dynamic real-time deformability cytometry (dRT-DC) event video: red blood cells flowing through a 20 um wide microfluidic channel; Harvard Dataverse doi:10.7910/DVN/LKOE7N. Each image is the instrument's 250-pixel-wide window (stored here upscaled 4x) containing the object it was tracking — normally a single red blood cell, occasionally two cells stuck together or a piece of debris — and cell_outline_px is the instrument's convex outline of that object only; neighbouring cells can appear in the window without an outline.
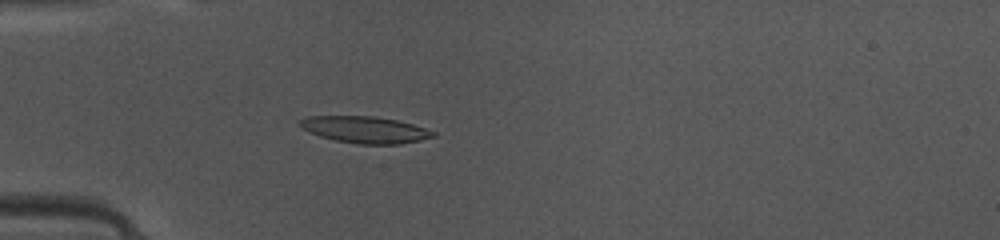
{"species": "common noctule bat (a hibernating species)", "species_latin": "Nyctalus noctula", "temperature_condition": "warm", "stored_images_in_passage": 49, "camera_frame_rate_fps": 3000, "um_per_image_px": 0.085, "animal": {"sex": "female", "body_mass_g": 10.0, "forearm_length_mm": 53.1}, "frame": {"image": 1, "passage_image": 15, "time_ms": 4.667, "image_size_px": [1000, 240], "cell_outline_px": [[436, 136], [420, 140], [400, 144], [360, 144], [336, 140], [320, 136], [308, 132], [300, 124], [300, 120], [308, 116], [372, 116], [396, 120], [412, 124], [436, 132]], "centroid_in_image_um": [31.05, 11.02], "position_along_channel_um": 54.0, "area_um2": 20.46}}
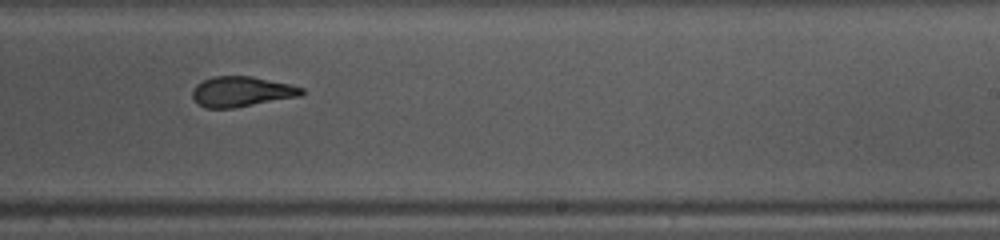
{"frame": {"image": 2, "passage_image": 31, "time_ms": 10.0, "image_size_px": [1000, 240], "cell_outline_px": [[304, 92], [300, 96], [232, 108], [204, 108], [196, 104], [192, 96], [192, 88], [196, 84], [212, 76], [252, 76], [288, 84], [304, 88]], "centroid_in_image_um": [20.47, 7.79], "position_along_channel_um": 268.5, "area_um2": 19.25}}
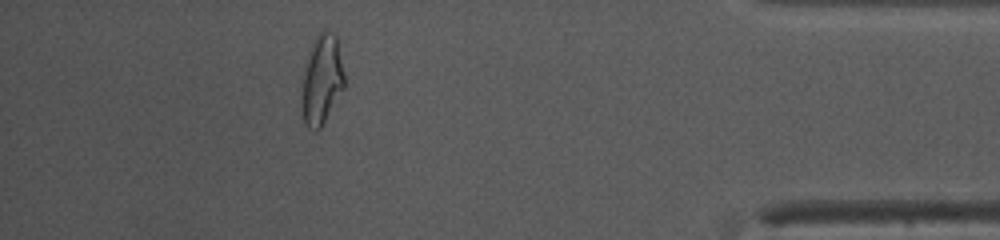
{"frame": {"image": 3, "passage_image": 44, "time_ms": 14.333, "image_size_px": [1000, 240], "cell_outline_px": [[344, 88], [320, 128], [316, 132], [308, 128], [304, 124], [300, 116], [300, 92], [304, 64], [308, 48], [316, 36], [324, 28], [328, 28], [336, 36], [344, 72]], "centroid_in_image_um": [27.28, 6.78], "position_along_channel_um": 407.9, "area_um2": 23.18}, "authors_computed_cell_mechanics": {"area_um2": 20.3456, "velocity_mm_per_s": 4.167, "shape_relaxation_time_tau1_ms": 6.8364, "shape_relaxation_time_tau2_ms": 1.6536, "deformation_change_tau1": 0.2214, "deformation_change_tau2": 0.1078}}